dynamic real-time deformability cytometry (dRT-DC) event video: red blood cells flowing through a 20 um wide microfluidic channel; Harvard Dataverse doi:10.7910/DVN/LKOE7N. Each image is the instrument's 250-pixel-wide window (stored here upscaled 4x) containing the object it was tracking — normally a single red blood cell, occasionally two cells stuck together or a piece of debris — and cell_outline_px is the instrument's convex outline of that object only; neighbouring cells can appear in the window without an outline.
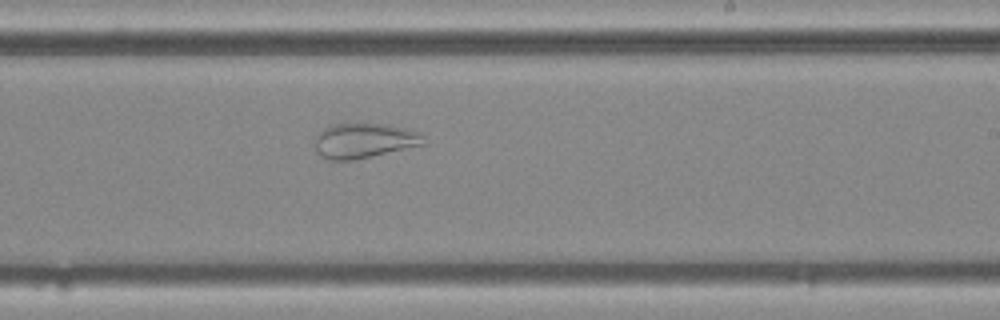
{"species": "common noctule bat (a hibernating species)", "species_latin": "Nyctalus noctula", "temperature_condition": "cold", "stored_images_in_passage": 49, "camera_frame_rate_fps": 3000, "um_per_image_px": 0.085, "animal": {"sex": "female", "body_mass_g": 25.1}, "frame": {"image": 1, "passage_image": 27, "time_ms": 8.667, "image_size_px": [1000, 320], "cell_outline_px": [[424, 144], [352, 160], [328, 160], [320, 156], [316, 152], [316, 136], [324, 128], [332, 124], [384, 124], [404, 128], [420, 132], [424, 136]], "centroid_in_image_um": [30.92, 11.95], "position_along_channel_um": 258.1, "area_um2": 21.79}}
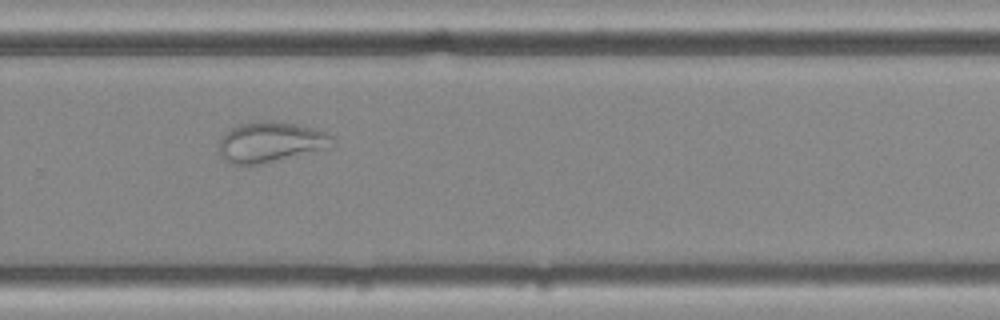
{"frame": {"image": 2, "passage_image": 31, "time_ms": 10.0, "image_size_px": [1000, 320], "cell_outline_px": [[336, 144], [328, 148], [260, 164], [228, 164], [220, 156], [220, 140], [236, 124], [264, 120], [272, 120], [296, 124], [324, 132], [336, 136]], "centroid_in_image_um": [23.03, 12.07], "position_along_channel_um": 306.8, "area_um2": 26.7}}
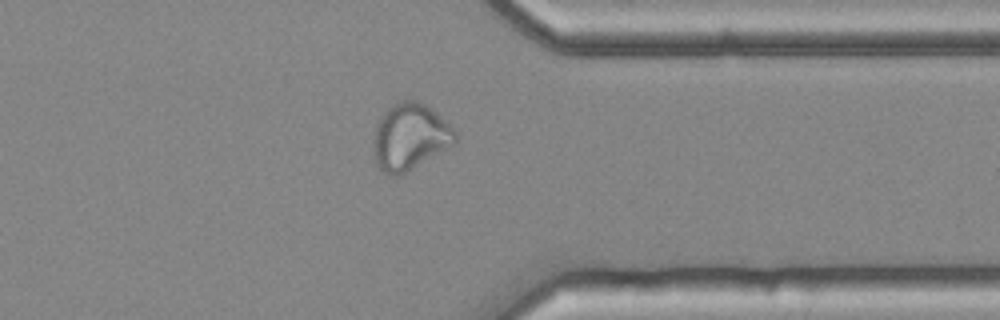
{"frame": {"image": 3, "passage_image": 37, "time_ms": 12.0, "image_size_px": [1000, 320], "cell_outline_px": [[456, 140], [452, 144], [404, 172], [396, 176], [388, 176], [376, 164], [372, 144], [372, 140], [376, 124], [380, 116], [392, 104], [400, 100], [416, 100], [432, 108], [456, 132]], "centroid_in_image_um": [34.77, 11.59], "position_along_channel_um": 376.6, "area_um2": 31.21}}